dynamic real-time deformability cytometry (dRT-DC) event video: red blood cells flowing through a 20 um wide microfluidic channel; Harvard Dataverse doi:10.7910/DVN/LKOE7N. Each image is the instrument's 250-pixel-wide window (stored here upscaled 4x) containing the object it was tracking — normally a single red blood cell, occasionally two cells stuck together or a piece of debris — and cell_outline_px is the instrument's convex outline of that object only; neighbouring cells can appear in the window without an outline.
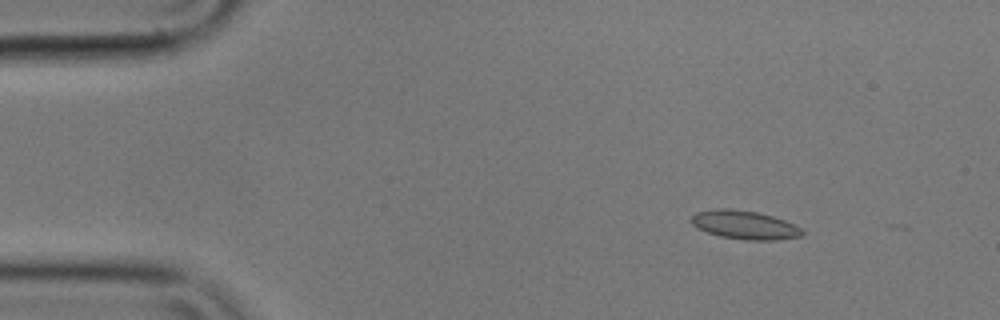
{"species": "common noctule bat (a hibernating species)", "species_latin": "Nyctalus noctula", "temperature_condition": "cold", "stored_images_in_passage": 15, "camera_frame_rate_fps": 3000, "um_per_image_px": 0.085, "animal": {"sex": "male", "body_mass_g": 17.9}, "frame": {"image": 1, "passage_image": 7, "time_ms": 2.0, "image_size_px": [1000, 320], "cell_outline_px": [[804, 236], [776, 240], [744, 240], [720, 236], [696, 228], [692, 224], [692, 216], [696, 212], [716, 208], [728, 208], [756, 212], [772, 216], [796, 224], [804, 232]], "centroid_in_image_um": [63.31, 19.12], "position_along_channel_um": 21.7, "area_um2": 18.55}}